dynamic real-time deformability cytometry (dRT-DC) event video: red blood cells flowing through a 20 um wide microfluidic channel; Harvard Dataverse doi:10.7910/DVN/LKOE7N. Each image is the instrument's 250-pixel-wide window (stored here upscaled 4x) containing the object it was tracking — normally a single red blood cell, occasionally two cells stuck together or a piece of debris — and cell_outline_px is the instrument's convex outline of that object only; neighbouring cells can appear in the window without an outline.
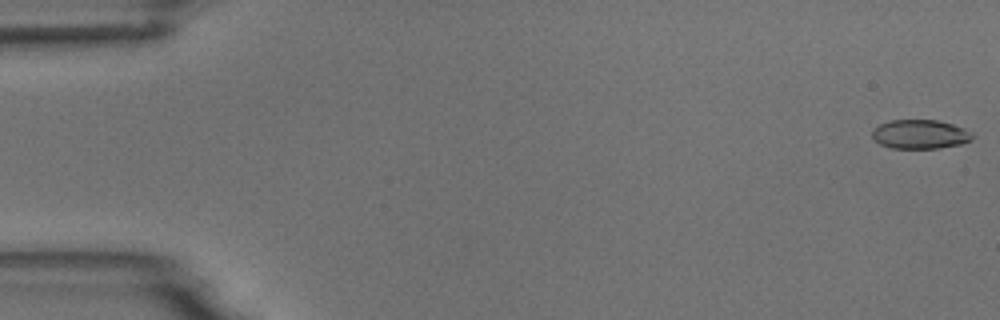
{"species": "common noctule bat (a hibernating species)", "species_latin": "Nyctalus noctula", "temperature_condition": "room temperature", "stored_images_in_passage": 7, "camera_frame_rate_fps": 3000, "um_per_image_px": 0.085, "animal": {"sex": "male", "body_mass_g": 18.8}, "frame": {"image": 1, "passage_image": 1, "time_ms": 0.0, "image_size_px": [1000, 320], "cell_outline_px": [[976, 136], [972, 140], [960, 144], [940, 148], [892, 148], [880, 144], [872, 140], [872, 128], [880, 124], [892, 120], [936, 120], [952, 124], [964, 128], [972, 132]], "centroid_in_image_um": [78.21, 11.41], "position_along_channel_um": 6.8, "area_um2": 17.17}}
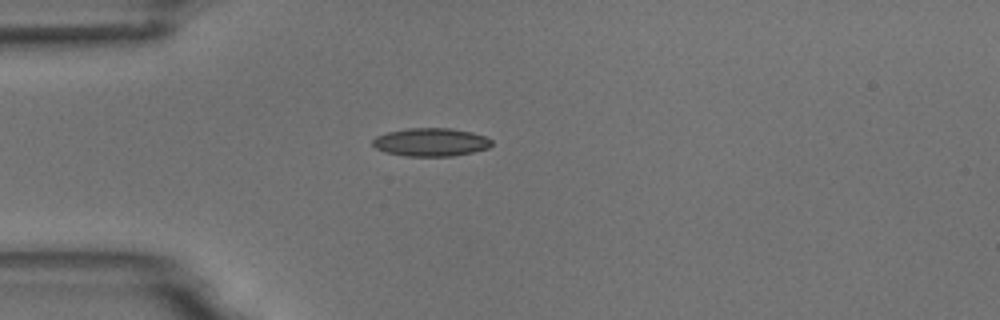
{"frame": {"image": 2, "passage_image": 5, "time_ms": 4.667, "image_size_px": [1000, 320], "cell_outline_px": [[492, 144], [488, 148], [472, 152], [452, 156], [404, 156], [384, 152], [376, 148], [372, 144], [372, 140], [376, 136], [388, 132], [408, 128], [452, 128], [472, 132], [484, 136], [492, 140]], "centroid_in_image_um": [36.61, 12.08], "position_along_channel_um": 48.4, "area_um2": 19.59}}